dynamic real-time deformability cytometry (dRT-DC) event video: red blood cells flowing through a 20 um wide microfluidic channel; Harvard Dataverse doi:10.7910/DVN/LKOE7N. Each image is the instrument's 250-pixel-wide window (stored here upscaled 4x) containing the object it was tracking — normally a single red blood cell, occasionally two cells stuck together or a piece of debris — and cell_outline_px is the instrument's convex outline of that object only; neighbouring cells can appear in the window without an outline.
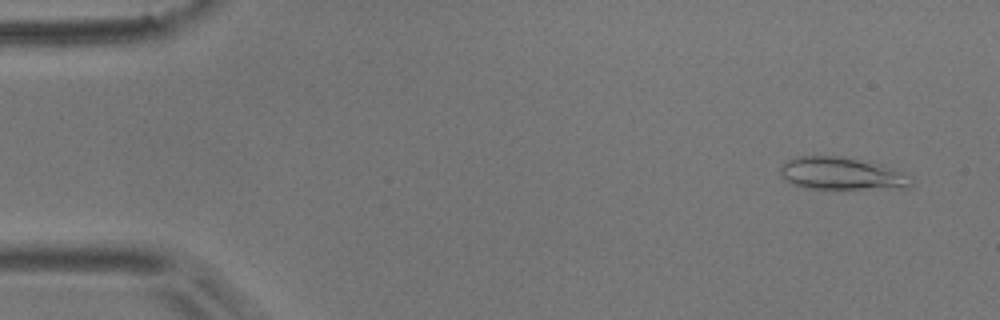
{"species": "common noctule bat (a hibernating species)", "species_latin": "Nyctalus noctula", "temperature_condition": "room temperature", "stored_images_in_passage": 53, "camera_frame_rate_fps": 3000, "um_per_image_px": 0.085, "animal": {"sex": "male", "body_mass_g": 17.9}, "frame": {"image": 1, "passage_image": 3, "time_ms": 0.667, "image_size_px": [1000, 320], "cell_outline_px": [[912, 184], [908, 188], [804, 188], [792, 184], [784, 180], [780, 172], [780, 164], [796, 156], [840, 156], [856, 160], [912, 176]], "centroid_in_image_um": [71.41, 14.77], "position_along_channel_um": 13.6, "area_um2": 24.04}}
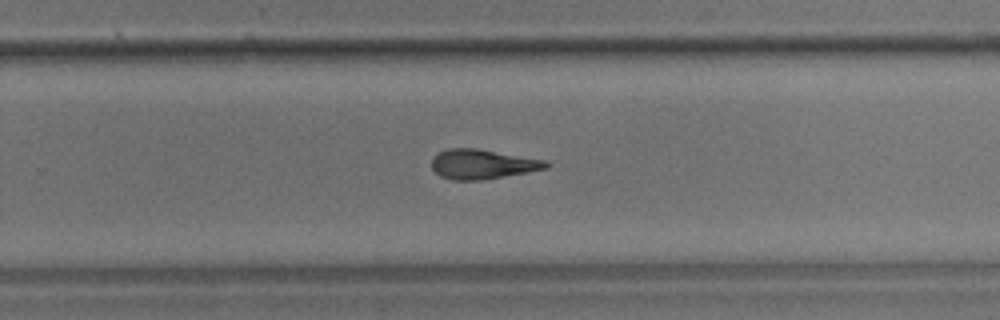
{"frame": {"image": 2, "passage_image": 34, "time_ms": 11.0, "image_size_px": [1000, 320], "cell_outline_px": [[552, 164], [548, 168], [480, 180], [452, 180], [440, 176], [432, 168], [432, 160], [440, 152], [448, 148], [476, 148], [548, 160]], "centroid_in_image_um": [41.05, 13.95], "position_along_channel_um": 288.8, "area_um2": 19.65}}
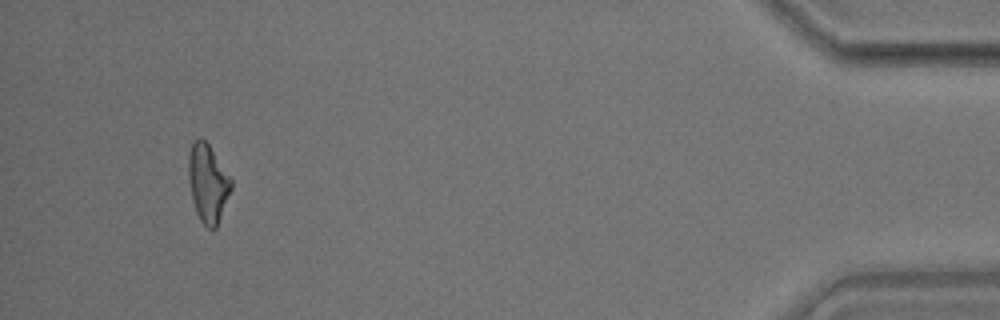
{"frame": {"image": 3, "passage_image": 50, "time_ms": 16.333, "image_size_px": [1000, 320], "cell_outline_px": [[232, 188], [216, 228], [208, 228], [200, 220], [196, 212], [192, 200], [188, 180], [188, 156], [192, 140], [200, 136], [208, 144], [232, 180]], "centroid_in_image_um": [17.64, 15.55], "position_along_channel_um": 417.6, "area_um2": 19.42}, "authors_computed_cell_mechanics": {"area_um2": 19.941, "velocity_mm_per_s": 3.7226, "shape_relaxation_time_tau1_ms": 9.8651, "shape_relaxation_time_tau2_ms": 5.4345, "deformation_change_tau1": 0.2211, "deformation_change_tau2": 0.1761}}